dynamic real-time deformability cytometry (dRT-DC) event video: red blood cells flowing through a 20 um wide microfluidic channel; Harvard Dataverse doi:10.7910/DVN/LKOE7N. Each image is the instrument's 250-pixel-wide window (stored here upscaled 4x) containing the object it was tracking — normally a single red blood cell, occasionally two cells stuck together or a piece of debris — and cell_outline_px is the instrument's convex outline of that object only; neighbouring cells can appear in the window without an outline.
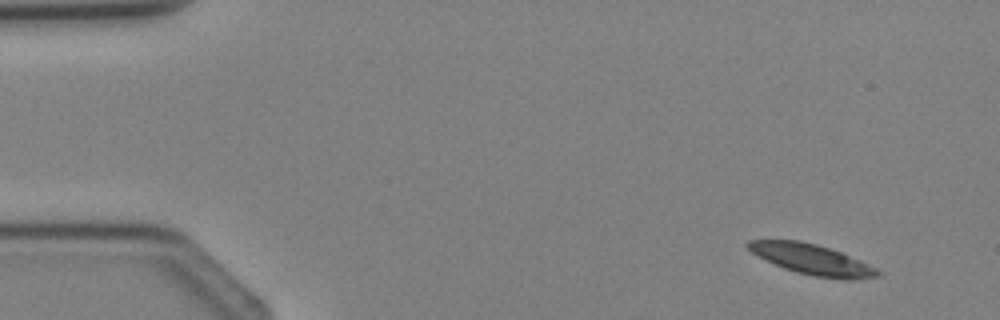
{"species": "Egyptian fruit bat (a non-hibernating species)", "species_latin": "Rousettus aegyptiacus", "temperature_condition": "cold", "stored_images_in_passage": 3, "camera_frame_rate_fps": 3000, "um_per_image_px": 0.085, "animal": {"sex": "female"}, "frame": {"image": 1, "passage_image": 1, "time_ms": 0.0, "image_size_px": [1000, 320], "cell_outline_px": [[884, 272], [880, 276], [852, 280], [840, 280], [816, 276], [796, 272], [784, 268], [752, 252], [744, 244], [748, 240], [800, 240], [816, 244], [840, 252], [860, 260]], "centroid_in_image_um": [69.07, 22.06], "position_along_channel_um": 15.9, "area_um2": 22.83}}
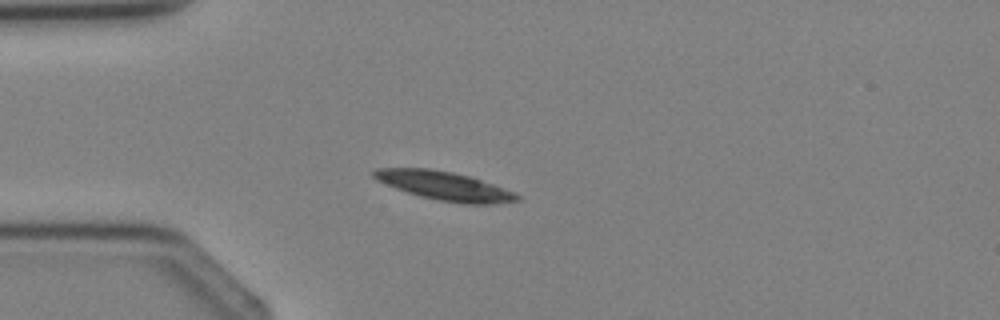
{"frame": {"image": 2, "passage_image": 3, "time_ms": 2.333, "image_size_px": [1000, 320], "cell_outline_px": [[520, 200], [496, 204], [464, 204], [440, 200], [420, 196], [396, 188], [376, 180], [372, 176], [372, 172], [376, 168], [428, 168], [452, 172], [468, 176], [516, 192], [520, 196]], "centroid_in_image_um": [37.79, 15.8], "position_along_channel_um": 47.2, "area_um2": 23.81}}